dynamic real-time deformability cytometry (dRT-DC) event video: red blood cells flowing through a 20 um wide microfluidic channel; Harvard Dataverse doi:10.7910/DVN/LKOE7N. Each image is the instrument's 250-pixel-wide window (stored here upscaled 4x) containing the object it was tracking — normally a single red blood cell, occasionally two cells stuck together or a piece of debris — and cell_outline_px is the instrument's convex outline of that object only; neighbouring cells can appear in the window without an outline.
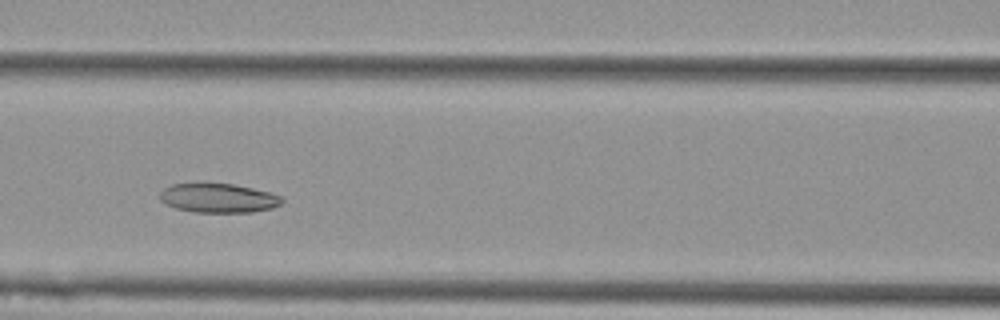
{"species": "Egyptian fruit bat (a non-hibernating species)", "species_latin": "Rousettus aegyptiacus", "temperature_condition": "cold", "stored_images_in_passage": 10, "camera_frame_rate_fps": 3000, "um_per_image_px": 0.085, "animal": {"sex": "female"}, "frame": {"image": 1, "passage_image": 5, "time_ms": 1.333, "image_size_px": [1000, 320], "cell_outline_px": [[284, 200], [280, 204], [272, 208], [252, 212], [196, 212], [176, 208], [164, 204], [160, 200], [160, 192], [164, 188], [172, 184], [232, 184], [252, 188], [268, 192], [280, 196]], "centroid_in_image_um": [18.54, 16.84], "position_along_channel_um": 148.1, "area_um2": 20.52}}
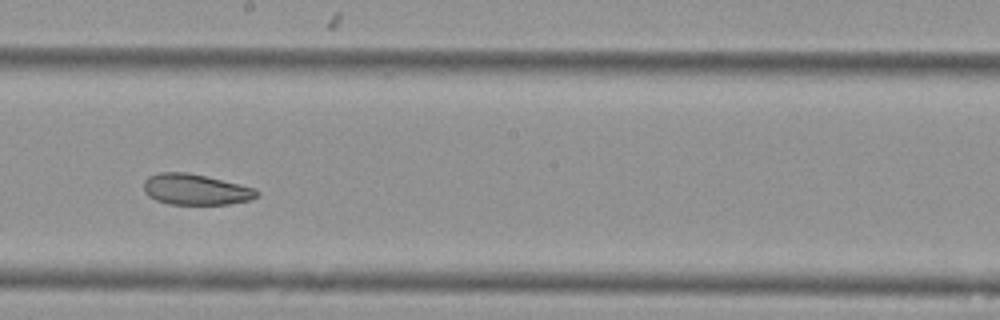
{"frame": {"image": 2, "passage_image": 7, "time_ms": 2.0, "image_size_px": [1000, 320], "cell_outline_px": [[260, 196], [248, 200], [228, 204], [168, 204], [156, 200], [148, 196], [144, 192], [144, 180], [148, 176], [160, 172], [184, 172], [204, 176], [256, 188], [260, 192]], "centroid_in_image_um": [16.62, 16.11], "position_along_channel_um": 231.6, "area_um2": 20.29}}
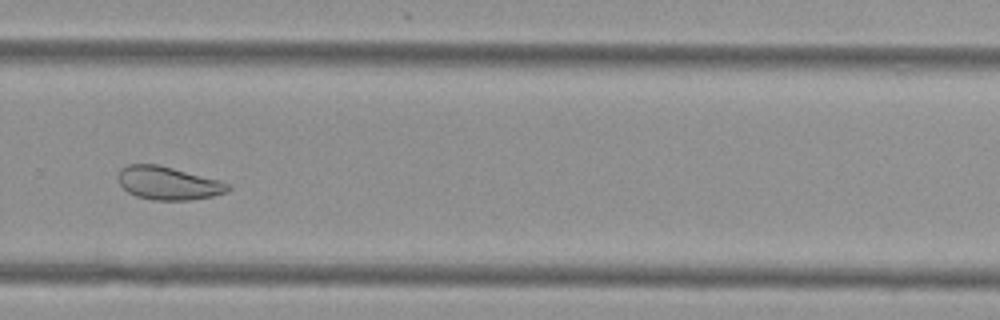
{"frame": {"image": 3, "passage_image": 9, "time_ms": 2.667, "image_size_px": [1000, 320], "cell_outline_px": [[228, 192], [212, 196], [192, 200], [152, 200], [136, 196], [128, 192], [120, 184], [116, 176], [120, 168], [128, 164], [156, 164], [220, 180], [228, 184]], "centroid_in_image_um": [14.25, 15.57], "position_along_channel_um": 315.5, "area_um2": 21.21}}